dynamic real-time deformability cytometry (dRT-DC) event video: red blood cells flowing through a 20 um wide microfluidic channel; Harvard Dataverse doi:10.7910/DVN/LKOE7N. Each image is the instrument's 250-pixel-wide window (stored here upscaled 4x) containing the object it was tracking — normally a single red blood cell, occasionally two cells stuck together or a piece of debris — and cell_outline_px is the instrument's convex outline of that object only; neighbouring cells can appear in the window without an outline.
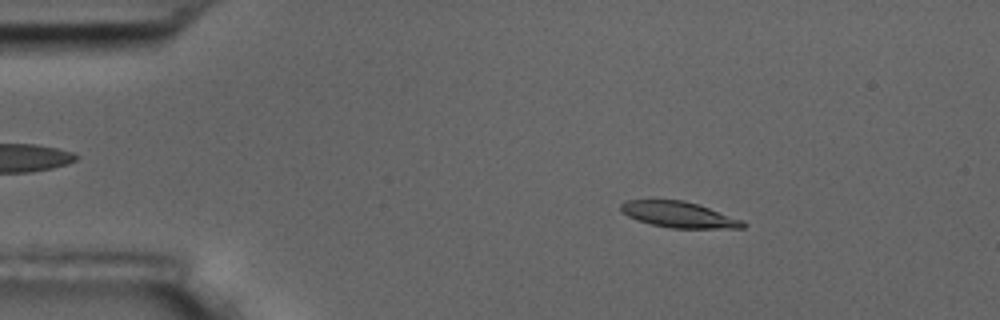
{"species": "common noctule bat (a hibernating species)", "species_latin": "Nyctalus noctula", "temperature_condition": "room temperature", "stored_images_in_passage": 4, "camera_frame_rate_fps": 3000, "um_per_image_px": 0.085, "animal": {"sex": "male", "body_mass_g": 17.5, "forearm_length_mm": 52.3}, "frame": {"image": 1, "passage_image": 2, "time_ms": 1.0, "image_size_px": [1000, 320], "cell_outline_px": [[748, 224], [744, 228], [672, 228], [652, 224], [636, 220], [620, 212], [620, 204], [624, 200], [684, 200], [744, 220]], "centroid_in_image_um": [57.69, 18.24], "position_along_channel_um": 27.3, "area_um2": 18.44}}